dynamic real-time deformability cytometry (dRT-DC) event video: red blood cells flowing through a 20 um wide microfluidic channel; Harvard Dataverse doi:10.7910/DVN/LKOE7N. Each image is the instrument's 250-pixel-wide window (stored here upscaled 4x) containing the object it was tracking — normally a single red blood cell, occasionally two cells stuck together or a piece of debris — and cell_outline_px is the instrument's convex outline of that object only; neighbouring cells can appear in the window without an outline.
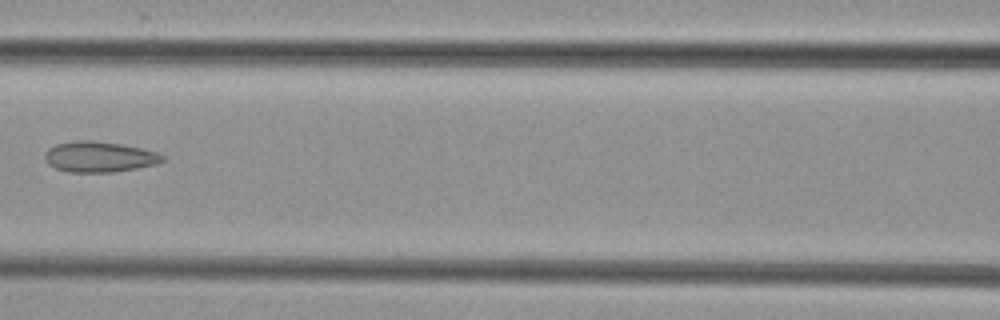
{"species": "common noctule bat (a hibernating species)", "species_latin": "Nyctalus noctula", "temperature_condition": "cold", "stored_images_in_passage": 4, "camera_frame_rate_fps": 3000, "um_per_image_px": 0.085, "animal": {"sex": "female", "body_mass_g": 29.2, "forearm_length_mm": 56.3}, "frame": {"image": 1, "passage_image": 3, "time_ms": 2.333, "image_size_px": [1000, 320], "cell_outline_px": [[164, 160], [156, 164], [136, 168], [112, 172], [68, 172], [56, 168], [48, 164], [44, 160], [44, 152], [48, 148], [56, 144], [76, 140], [92, 140], [124, 144], [156, 152], [164, 156]], "centroid_in_image_um": [8.4, 13.32], "position_along_channel_um": 158.2, "area_um2": 21.1}}
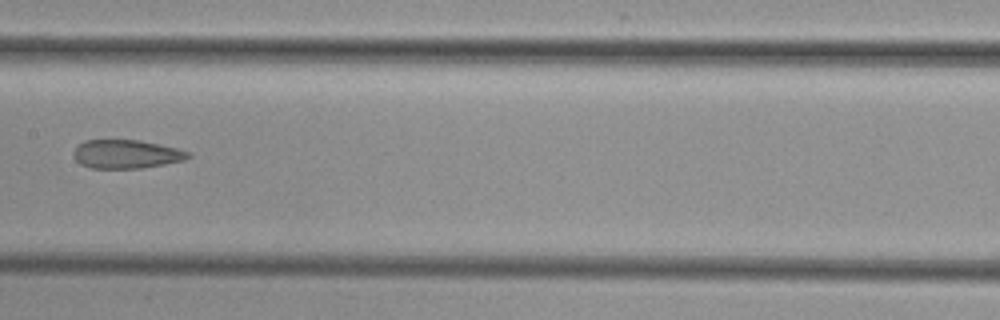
{"frame": {"image": 2, "passage_image": 4, "time_ms": 3.333, "image_size_px": [1000, 320], "cell_outline_px": [[192, 156], [184, 160], [164, 164], [140, 168], [88, 168], [80, 164], [72, 156], [72, 152], [84, 140], [140, 140], [160, 144], [176, 148], [188, 152]], "centroid_in_image_um": [10.7, 13.1], "position_along_channel_um": 196.7, "area_um2": 19.13}}